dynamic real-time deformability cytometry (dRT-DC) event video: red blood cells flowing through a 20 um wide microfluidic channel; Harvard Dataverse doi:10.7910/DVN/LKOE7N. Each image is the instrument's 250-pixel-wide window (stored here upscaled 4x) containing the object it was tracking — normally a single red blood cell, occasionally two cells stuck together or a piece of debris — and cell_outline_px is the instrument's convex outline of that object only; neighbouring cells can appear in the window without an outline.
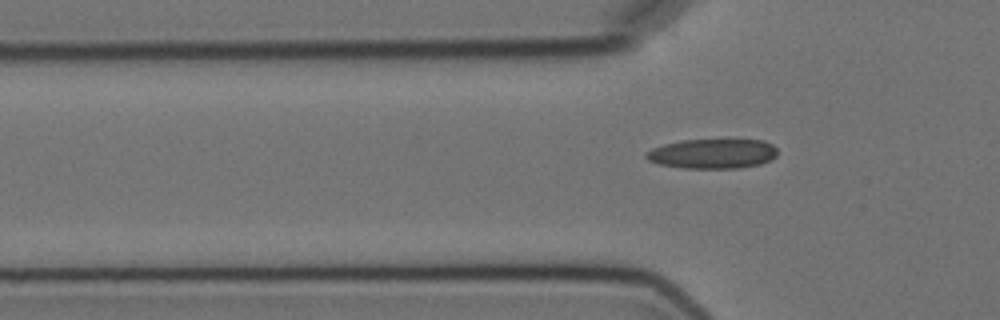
{"species": "Egyptian fruit bat (a non-hibernating species)", "species_latin": "Rousettus aegyptiacus", "temperature_condition": "cold", "stored_images_in_passage": 7, "segment_of_instrument_passage": [2, 2], "camera_frame_rate_fps": 3000, "um_per_image_px": 0.085, "animal": {"sex": "female"}, "frame": {"image": 1, "passage_image": 7, "time_ms": 7.0, "image_size_px": [1000, 320], "cell_outline_px": [[776, 156], [760, 164], [740, 168], [684, 168], [660, 164], [648, 160], [644, 156], [644, 152], [652, 148], [664, 144], [680, 140], [764, 140], [772, 144], [776, 148]], "centroid_in_image_um": [60.54, 13.06], "position_along_channel_um": 65.3, "area_um2": 22.72}}